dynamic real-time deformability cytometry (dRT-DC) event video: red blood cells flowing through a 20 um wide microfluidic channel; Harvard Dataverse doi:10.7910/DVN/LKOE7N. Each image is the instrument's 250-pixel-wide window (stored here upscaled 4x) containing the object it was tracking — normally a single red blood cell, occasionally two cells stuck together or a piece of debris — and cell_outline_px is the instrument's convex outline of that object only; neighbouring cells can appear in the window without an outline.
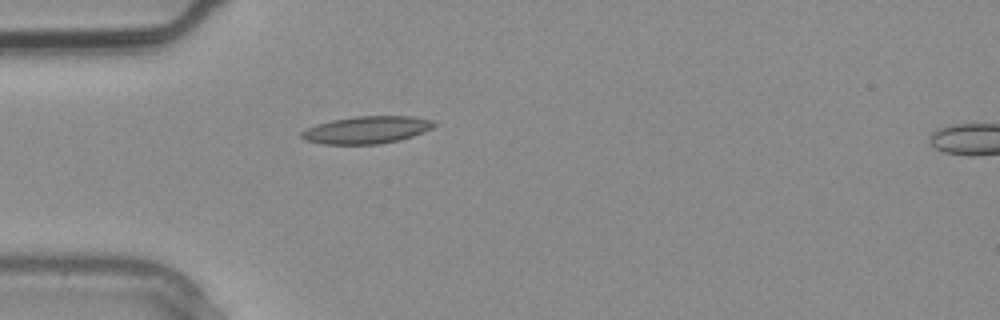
{"species": "common noctule bat (a hibernating species)", "species_latin": "Nyctalus noctula", "temperature_condition": "warm", "stored_images_in_passage": 4, "segment_of_instrument_passage": [1, 2], "camera_frame_rate_fps": 3000, "um_per_image_px": 0.085, "animal": {"sex": "male", "body_mass_g": 20.4}, "frame": {"image": 1, "passage_image": 3, "time_ms": 0.667, "image_size_px": [1000, 320], "cell_outline_px": [[436, 124], [432, 128], [424, 132], [400, 140], [380, 144], [324, 144], [304, 140], [300, 136], [300, 132], [316, 124], [332, 120], [356, 116], [412, 116], [432, 120]], "centroid_in_image_um": [31.16, 11.04], "position_along_channel_um": 53.8, "area_um2": 21.15}}